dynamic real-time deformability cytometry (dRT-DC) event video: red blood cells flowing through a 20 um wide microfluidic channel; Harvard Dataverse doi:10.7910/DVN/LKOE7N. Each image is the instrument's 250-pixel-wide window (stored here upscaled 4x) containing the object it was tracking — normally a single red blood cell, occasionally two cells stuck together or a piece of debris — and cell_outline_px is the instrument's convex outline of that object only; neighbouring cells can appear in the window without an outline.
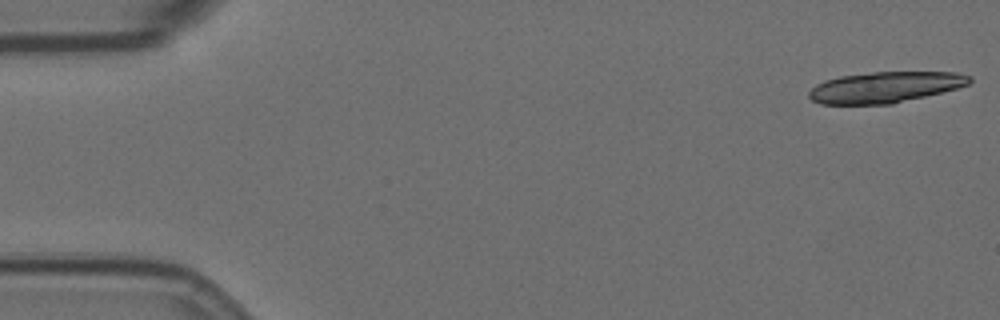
{"species": "Egyptian fruit bat (a non-hibernating species)", "species_latin": "Rousettus aegyptiacus", "temperature_condition": "room temperature", "stored_images_in_passage": 19, "camera_frame_rate_fps": 3000, "um_per_image_px": 0.085, "animal": {"sex": "female"}, "frame": {"image": 1, "passage_image": 1, "time_ms": 0.0, "image_size_px": [1000, 320], "cell_outline_px": [[972, 80], [968, 84], [956, 88], [892, 104], [820, 104], [812, 100], [808, 96], [808, 92], [816, 84], [824, 80], [840, 76], [872, 72], [956, 72], [972, 76]], "centroid_in_image_um": [75.2, 7.41], "position_along_channel_um": 9.8, "area_um2": 28.84}}
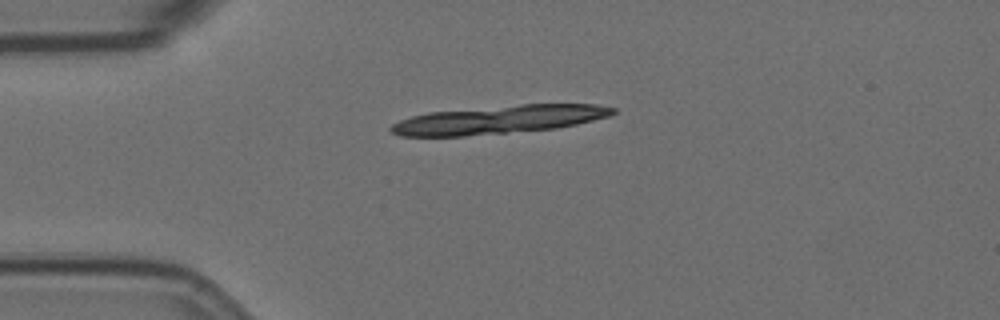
{"frame": {"image": 2, "passage_image": 13, "time_ms": 4.0, "image_size_px": [1000, 320], "cell_outline_px": [[616, 112], [608, 116], [576, 124], [556, 128], [464, 136], [400, 136], [392, 132], [388, 128], [392, 124], [400, 120], [412, 116], [428, 112], [520, 104], [596, 104], [616, 108]], "centroid_in_image_um": [42.38, 10.16], "position_along_channel_um": 42.6, "area_um2": 36.36}}